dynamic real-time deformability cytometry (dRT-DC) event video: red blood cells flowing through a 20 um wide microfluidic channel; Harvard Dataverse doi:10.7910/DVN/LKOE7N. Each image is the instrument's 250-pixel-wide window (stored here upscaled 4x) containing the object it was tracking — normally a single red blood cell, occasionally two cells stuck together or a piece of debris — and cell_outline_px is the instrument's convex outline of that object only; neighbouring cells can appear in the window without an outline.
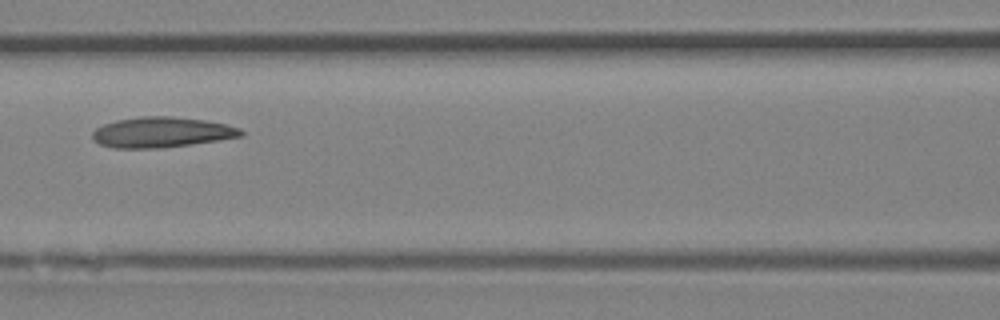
{"species": "Egyptian fruit bat (a non-hibernating species)", "species_latin": "Rousettus aegyptiacus", "temperature_condition": "room temperature", "stored_images_in_passage": 5, "camera_frame_rate_fps": 3000, "um_per_image_px": 0.085, "animal": {"sex": "female"}, "frame": {"image": 1, "passage_image": 5, "time_ms": 1.333, "image_size_px": [1000, 320], "cell_outline_px": [[244, 136], [160, 148], [112, 148], [100, 144], [92, 140], [92, 132], [96, 128], [104, 124], [116, 120], [140, 116], [172, 116], [204, 120], [228, 124], [240, 128], [244, 132]], "centroid_in_image_um": [13.72, 11.23], "position_along_channel_um": 152.9, "area_um2": 26.36}}